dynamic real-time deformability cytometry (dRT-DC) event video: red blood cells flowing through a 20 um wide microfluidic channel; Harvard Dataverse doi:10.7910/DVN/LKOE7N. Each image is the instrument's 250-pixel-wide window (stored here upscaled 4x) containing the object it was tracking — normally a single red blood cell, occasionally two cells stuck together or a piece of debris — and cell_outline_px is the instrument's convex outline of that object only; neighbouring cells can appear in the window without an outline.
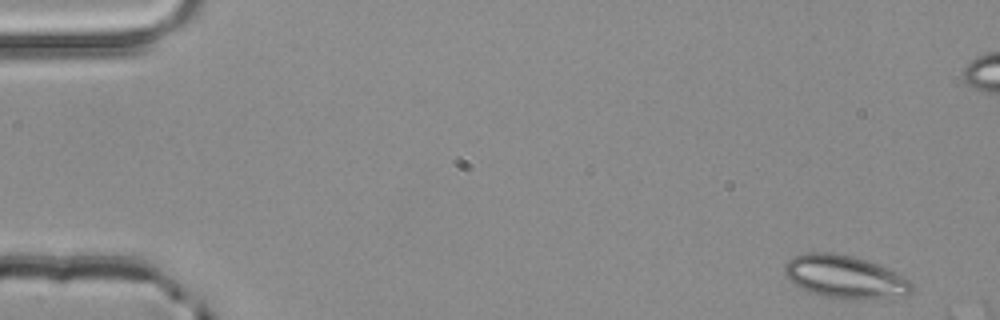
{"species": "common noctule bat (a hibernating species)", "species_latin": "Nyctalus noctula", "temperature_condition": "room temperature", "stored_images_in_passage": 5, "camera_frame_rate_fps": 3000, "um_per_image_px": 0.085, "animal": {"sex": "male", "body_mass_g": 20.4}, "frame": {"image": 1, "passage_image": 1, "time_ms": 0.0, "image_size_px": [1000, 320], "cell_outline_px": [[916, 284], [912, 292], [904, 296], [820, 296], [808, 292], [792, 284], [784, 276], [784, 264], [788, 260], [796, 256], [808, 252], [832, 252], [852, 256], [868, 260], [896, 272], [912, 280]], "centroid_in_image_um": [71.78, 23.48], "position_along_channel_um": 13.2, "area_um2": 31.33}}